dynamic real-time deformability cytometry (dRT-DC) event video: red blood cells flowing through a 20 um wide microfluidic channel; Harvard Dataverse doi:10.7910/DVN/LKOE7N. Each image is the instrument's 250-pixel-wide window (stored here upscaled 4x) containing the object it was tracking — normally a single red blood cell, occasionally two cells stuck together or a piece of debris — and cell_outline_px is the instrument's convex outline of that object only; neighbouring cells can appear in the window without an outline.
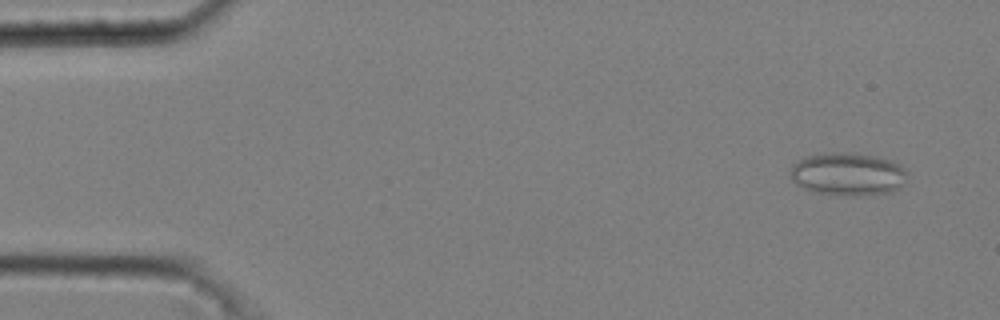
{"species": "common noctule bat (a hibernating species)", "species_latin": "Nyctalus noctula", "temperature_condition": "cold", "stored_images_in_passage": 50, "camera_frame_rate_fps": 3000, "um_per_image_px": 0.085, "animal": {"sex": "male", "body_mass_g": 20.4}, "frame": {"image": 1, "passage_image": 2, "time_ms": 0.333, "image_size_px": [1000, 320], "cell_outline_px": [[908, 172], [900, 184], [892, 192], [860, 196], [844, 196], [812, 192], [796, 184], [792, 180], [792, 164], [808, 156], [824, 152], [852, 152], [876, 156], [900, 164], [908, 168]], "centroid_in_image_um": [72.07, 14.8], "position_along_channel_um": 12.9, "area_um2": 29.42}}
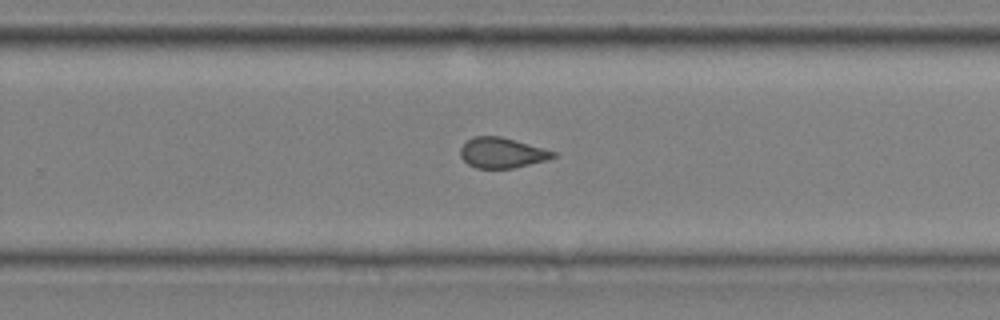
{"frame": {"image": 2, "passage_image": 33, "time_ms": 10.667, "image_size_px": [1000, 320], "cell_outline_px": [[556, 156], [548, 160], [512, 168], [476, 168], [468, 164], [460, 156], [460, 148], [472, 136], [500, 136], [556, 152]], "centroid_in_image_um": [42.65, 12.99], "position_along_channel_um": 287.2, "area_um2": 16.24}}
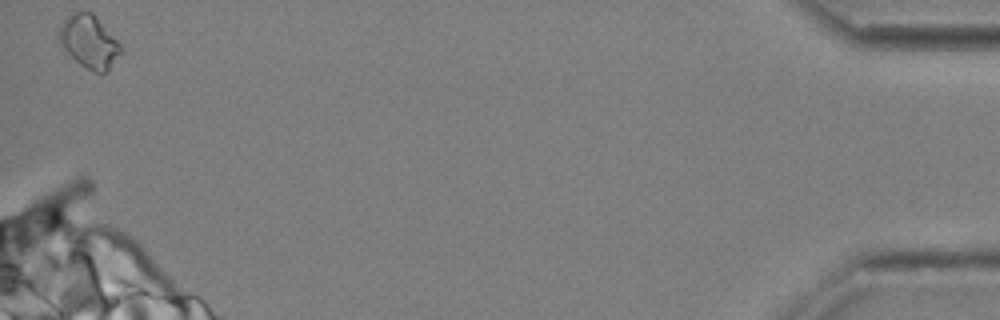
{"frame": {"image": 3, "passage_image": 50, "time_ms": 16.333, "image_size_px": [1000, 320], "cell_outline_px": [[124, 52], [108, 72], [92, 72], [80, 64], [56, 40], [56, 36], [64, 20], [72, 12], [92, 12], [96, 16], [124, 48]], "centroid_in_image_um": [7.61, 3.56], "position_along_channel_um": 427.6, "area_um2": 19.25}, "authors_computed_cell_mechanics": {"area_um2": 17.1666, "velocity_mm_per_s": 3.6928, "shape_relaxation_time_tau1_ms": null, "shape_relaxation_time_tau2_ms": 2.0881, "deformation_change_tau1": null, "deformation_change_tau2": 0.0763}}